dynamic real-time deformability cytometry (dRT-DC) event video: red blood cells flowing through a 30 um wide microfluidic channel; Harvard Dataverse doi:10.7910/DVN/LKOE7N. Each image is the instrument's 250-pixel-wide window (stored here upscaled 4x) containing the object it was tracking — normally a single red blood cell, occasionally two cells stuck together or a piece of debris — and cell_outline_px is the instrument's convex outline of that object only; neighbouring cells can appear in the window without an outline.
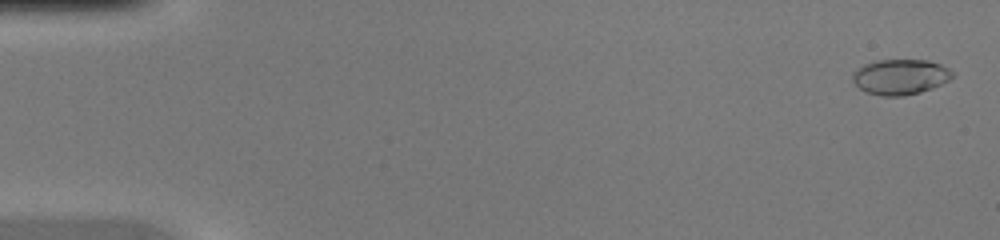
{"species": "common noctule bat (a hibernating species)", "species_latin": "Nyctalus noctula", "temperature_condition": "warm", "stored_images_in_passage": 46, "camera_frame_rate_fps": 3000, "um_per_image_px": 0.085, "animal": {"sex": "female", "body_mass_g": 20.0, "forearm_length_mm": 54.0}, "frame": {"image": 1, "passage_image": 2, "time_ms": 0.333, "image_size_px": [1000, 240], "cell_outline_px": [[956, 76], [932, 88], [920, 92], [904, 96], [880, 96], [864, 92], [852, 80], [852, 72], [856, 68], [864, 64], [876, 60], [928, 60], [940, 64], [948, 68]], "centroid_in_image_um": [76.5, 6.53], "position_along_channel_um": 8.5, "area_um2": 20.75}}
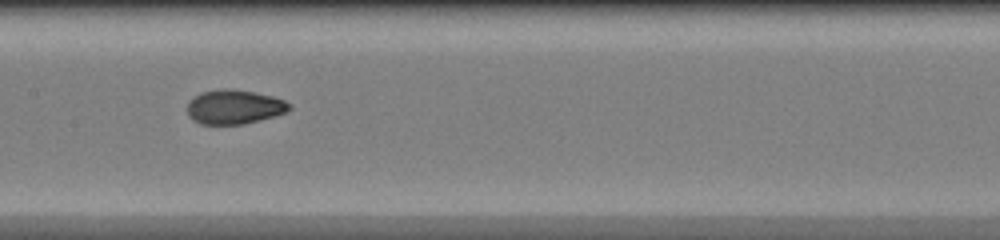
{"frame": {"image": 2, "passage_image": 24, "time_ms": 7.667, "image_size_px": [1000, 240], "cell_outline_px": [[292, 108], [284, 112], [260, 120], [244, 124], [200, 124], [192, 120], [188, 116], [188, 100], [192, 96], [200, 92], [224, 88], [232, 88], [272, 96], [284, 100]], "centroid_in_image_um": [19.84, 9.08], "position_along_channel_um": 187.6, "area_um2": 20.4}}
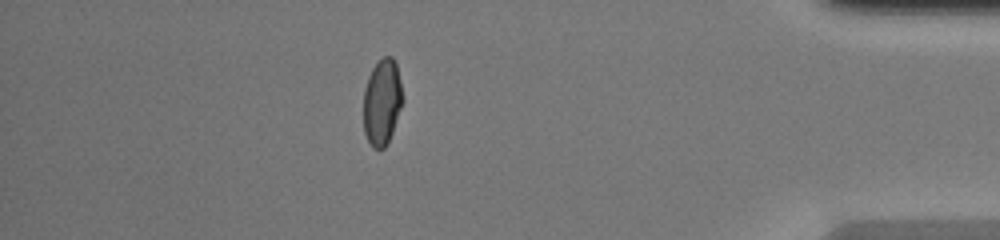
{"frame": {"image": 3, "passage_image": 41, "time_ms": 13.333, "image_size_px": [1000, 240], "cell_outline_px": [[404, 100], [392, 132], [384, 148], [372, 148], [364, 132], [364, 88], [368, 76], [372, 68], [384, 56], [392, 56], [396, 64], [400, 80]], "centroid_in_image_um": [32.48, 8.66], "position_along_channel_um": 402.7, "area_um2": 19.59}}